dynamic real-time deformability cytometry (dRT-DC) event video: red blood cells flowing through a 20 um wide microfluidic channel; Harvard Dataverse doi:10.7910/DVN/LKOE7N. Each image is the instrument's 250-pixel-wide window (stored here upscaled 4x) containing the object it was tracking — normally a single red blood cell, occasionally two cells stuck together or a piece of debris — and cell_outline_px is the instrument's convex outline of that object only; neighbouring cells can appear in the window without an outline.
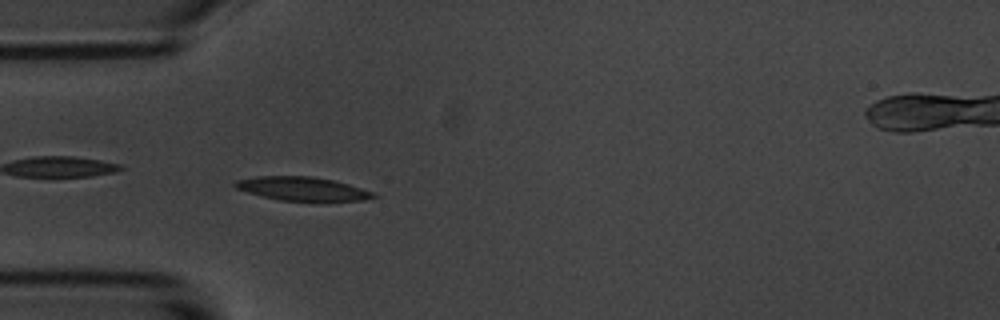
{"species": "common noctule bat (a hibernating species)", "species_latin": "Nyctalus noctula", "temperature_condition": "room temperature", "stored_images_in_passage": 55, "camera_frame_rate_fps": 3000, "um_per_image_px": 0.085, "animal": {"sex": "male", "body_mass_g": 20.1, "forearm_length_mm": 53.5}, "frame": {"image": 1, "passage_image": 16, "time_ms": 5.0, "image_size_px": [1000, 320], "cell_outline_px": [[380, 196], [364, 200], [280, 200], [248, 192], [236, 188], [232, 184], [236, 180], [256, 176], [312, 176], [336, 180], [376, 192]], "centroid_in_image_um": [25.75, 16.02], "position_along_channel_um": 59.2, "area_um2": 19.02}}
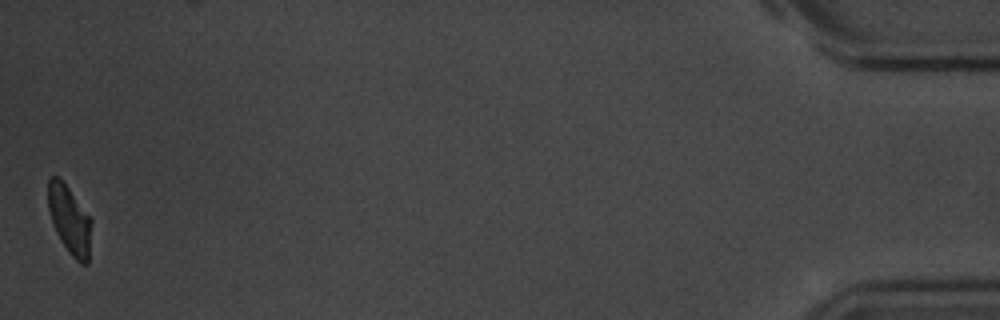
{"frame": {"image": 2, "passage_image": 55, "time_ms": 18.0, "image_size_px": [1000, 320], "cell_outline_px": [[92, 224], [88, 264], [80, 264], [68, 252], [60, 240], [56, 232], [48, 208], [48, 180], [52, 176], [60, 176], [92, 220]], "centroid_in_image_um": [5.92, 18.69], "position_along_channel_um": 429.3, "area_um2": 17.34}, "authors_computed_cell_mechanics": {"area_um2": 18.7272, "velocity_mm_per_s": 3.5917, "shape_relaxation_time_tau1_ms": 2.523, "shape_relaxation_time_tau2_ms": 3.8646, "deformation_change_tau1": 0.1058, "deformation_change_tau2": 0.1038}}